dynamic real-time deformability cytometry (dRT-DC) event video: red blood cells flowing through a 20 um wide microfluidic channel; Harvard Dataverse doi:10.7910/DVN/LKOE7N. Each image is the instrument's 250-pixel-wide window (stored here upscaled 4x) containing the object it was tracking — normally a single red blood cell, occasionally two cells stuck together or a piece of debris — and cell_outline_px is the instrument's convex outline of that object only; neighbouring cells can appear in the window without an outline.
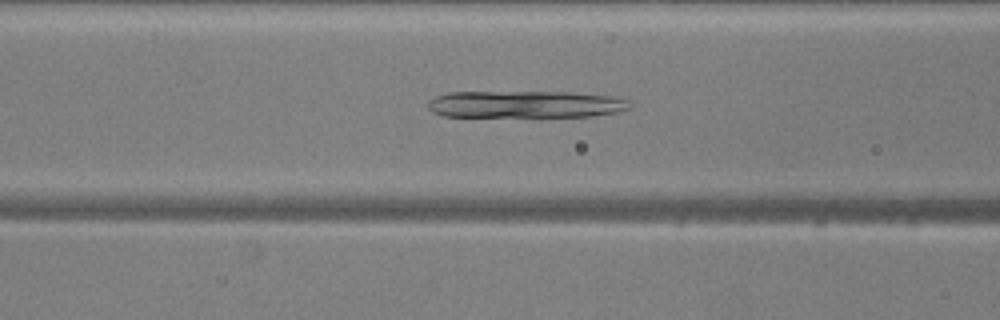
{"species": "common noctule bat (a hibernating species)", "species_latin": "Nyctalus noctula", "temperature_condition": "warm", "stored_images_in_passage": 33, "camera_frame_rate_fps": 3000, "um_per_image_px": 0.085, "animal": {"sex": "male", "body_mass_g": 20.5, "forearm_length_mm": 52.5}, "frame": {"image": 1, "passage_image": 16, "time_ms": 5.0, "image_size_px": [1000, 320], "cell_outline_px": [[628, 108], [616, 112], [592, 116], [444, 116], [432, 112], [428, 108], [428, 100], [436, 96], [448, 92], [568, 92], [612, 96], [628, 100]], "centroid_in_image_um": [44.6, 8.86], "position_along_channel_um": 122.0, "area_um2": 31.62}}
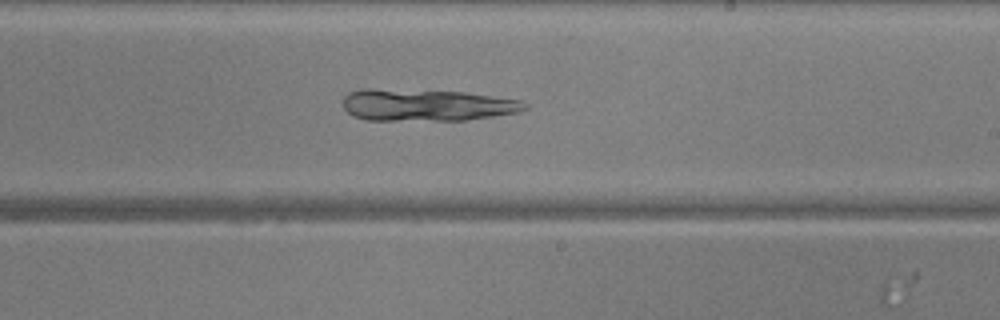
{"frame": {"image": 2, "passage_image": 26, "time_ms": 8.333, "image_size_px": [1000, 320], "cell_outline_px": [[528, 108], [520, 112], [468, 120], [368, 120], [352, 116], [344, 108], [344, 96], [348, 92], [360, 88], [372, 88], [464, 92], [520, 100], [528, 104]], "centroid_in_image_um": [36.25, 8.93], "position_along_channel_um": 252.8, "area_um2": 34.04}}
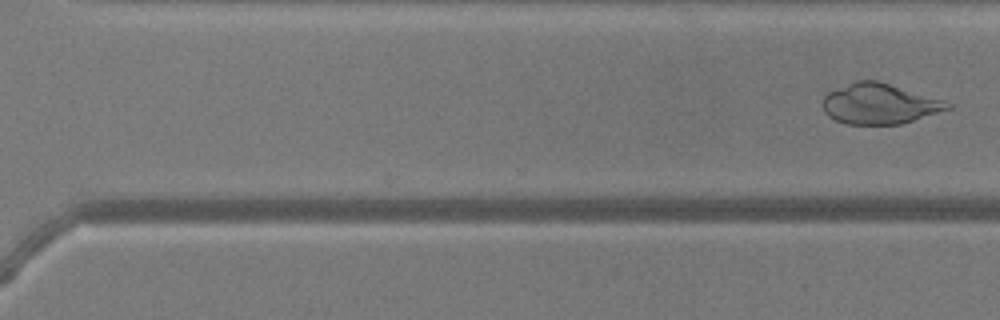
{"frame": {"image": 3, "passage_image": 33, "time_ms": 10.667, "image_size_px": [1000, 320], "cell_outline_px": [[952, 108], [900, 124], [848, 124], [836, 120], [828, 116], [824, 112], [824, 96], [828, 92], [836, 88], [856, 80], [876, 80], [944, 100], [952, 104]], "centroid_in_image_um": [74.75, 8.82], "position_along_channel_um": 295.9, "area_um2": 29.13}}